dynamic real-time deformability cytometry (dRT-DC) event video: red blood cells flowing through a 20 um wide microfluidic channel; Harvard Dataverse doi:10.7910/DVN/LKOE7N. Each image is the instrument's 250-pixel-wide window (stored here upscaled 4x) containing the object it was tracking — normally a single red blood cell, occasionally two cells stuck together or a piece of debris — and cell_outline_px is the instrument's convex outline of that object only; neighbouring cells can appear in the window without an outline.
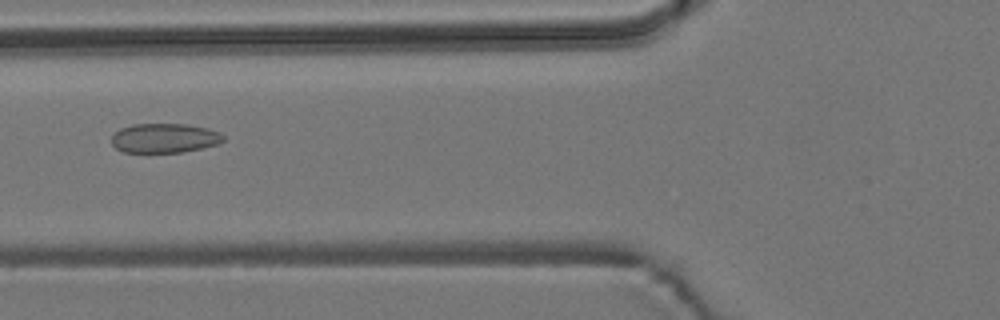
{"species": "common noctule bat (a hibernating species)", "species_latin": "Nyctalus noctula", "temperature_condition": "room temperature", "stored_images_in_passage": 6, "camera_frame_rate_fps": 3000, "um_per_image_px": 0.085, "animal": {"sex": "male", "body_mass_g": 19.2, "forearm_length_mm": 51.8}, "frame": {"image": 1, "passage_image": 5, "time_ms": 4.667, "image_size_px": [1000, 320], "cell_outline_px": [[224, 140], [220, 144], [180, 152], [124, 152], [116, 148], [112, 144], [112, 136], [120, 128], [132, 124], [188, 124], [208, 128], [220, 132], [224, 136]], "centroid_in_image_um": [14.0, 11.73], "position_along_channel_um": 111.8, "area_um2": 19.19}}
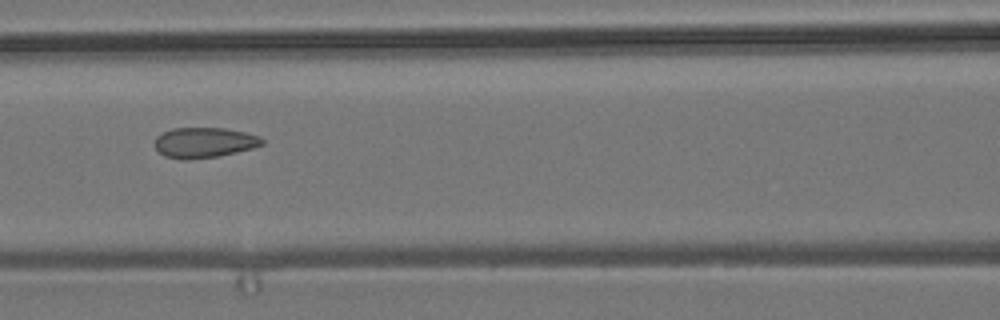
{"frame": {"image": 2, "passage_image": 6, "time_ms": 5.667, "image_size_px": [1000, 320], "cell_outline_px": [[264, 144], [252, 148], [236, 152], [216, 156], [184, 160], [164, 156], [152, 144], [156, 136], [172, 128], [224, 128], [244, 132], [260, 136], [264, 140]], "centroid_in_image_um": [17.33, 12.11], "position_along_channel_um": 149.3, "area_um2": 18.96}}